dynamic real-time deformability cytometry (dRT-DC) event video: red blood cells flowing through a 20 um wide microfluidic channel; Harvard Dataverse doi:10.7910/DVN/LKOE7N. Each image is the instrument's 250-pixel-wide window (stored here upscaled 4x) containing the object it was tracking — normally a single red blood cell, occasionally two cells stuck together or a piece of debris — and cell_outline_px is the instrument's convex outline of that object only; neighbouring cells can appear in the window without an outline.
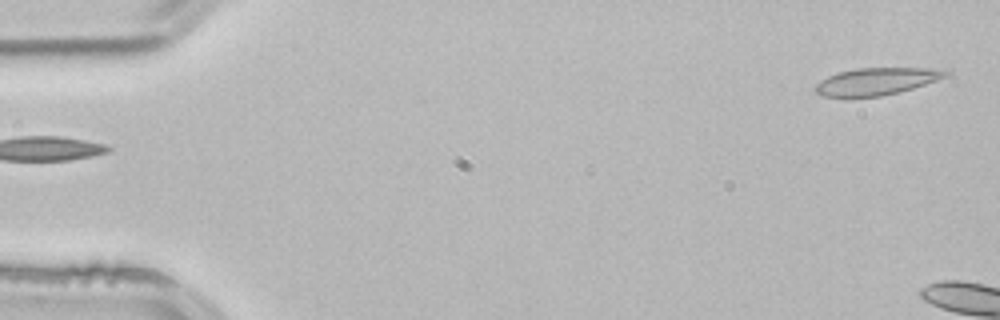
{"species": "common noctule bat (a hibernating species)", "species_latin": "Nyctalus noctula", "temperature_condition": "room temperature", "stored_images_in_passage": 3, "segment_of_instrument_passage": [2, 2], "camera_frame_rate_fps": 3000, "um_per_image_px": 0.085, "animal": {"sex": "male", "body_mass_g": 21.5, "forearm_length_mm": 52.0}, "frame": {"image": 1, "passage_image": 3, "time_ms": 0.667, "image_size_px": [1000, 320], "cell_outline_px": [[952, 72], [948, 76], [912, 88], [880, 96], [844, 100], [820, 96], [816, 92], [816, 84], [820, 80], [828, 76], [840, 72], [856, 68], [952, 68]], "centroid_in_image_um": [74.48, 6.94], "position_along_channel_um": 10.5, "area_um2": 21.39}}